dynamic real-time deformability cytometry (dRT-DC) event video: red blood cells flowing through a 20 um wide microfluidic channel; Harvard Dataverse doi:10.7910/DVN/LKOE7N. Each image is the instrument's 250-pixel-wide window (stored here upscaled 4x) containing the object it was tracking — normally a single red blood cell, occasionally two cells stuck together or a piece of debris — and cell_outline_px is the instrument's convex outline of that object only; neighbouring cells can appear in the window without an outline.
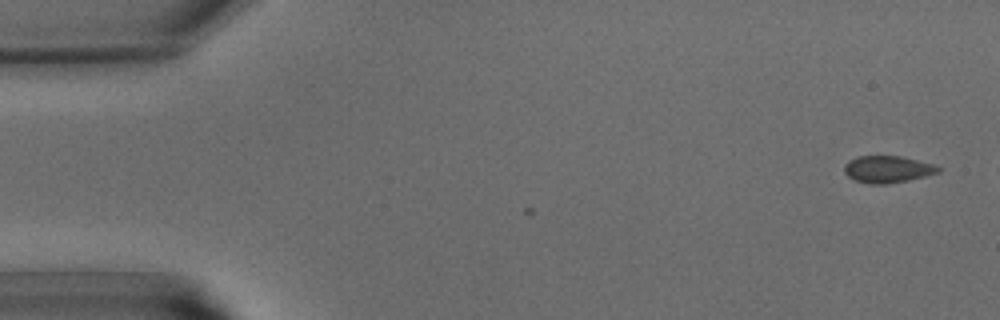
{"species": "common noctule bat (a hibernating species)", "species_latin": "Nyctalus noctula", "temperature_condition": "warm", "stored_images_in_passage": 8, "camera_frame_rate_fps": 3000, "um_per_image_px": 0.085, "animal": {"sex": "male", "body_mass_g": 15.6}, "frame": {"image": 1, "passage_image": 1, "time_ms": 0.0, "image_size_px": [1000, 320], "cell_outline_px": [[940, 172], [908, 180], [884, 184], [872, 184], [856, 180], [848, 176], [844, 172], [844, 164], [848, 160], [856, 156], [900, 156], [932, 164], [940, 168]], "centroid_in_image_um": [75.4, 14.38], "position_along_channel_um": 9.6, "area_um2": 14.57}}